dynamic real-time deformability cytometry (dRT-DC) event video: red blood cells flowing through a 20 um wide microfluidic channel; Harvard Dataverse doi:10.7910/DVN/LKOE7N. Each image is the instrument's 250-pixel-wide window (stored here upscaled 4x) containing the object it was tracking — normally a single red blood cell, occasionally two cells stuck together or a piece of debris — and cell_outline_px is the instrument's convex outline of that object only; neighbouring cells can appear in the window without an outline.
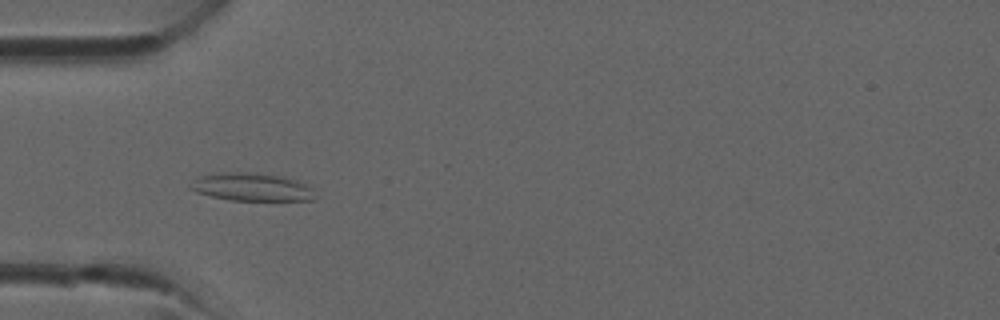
{"species": "common noctule bat (a hibernating species)", "species_latin": "Nyctalus noctula", "temperature_condition": "room temperature", "stored_images_in_passage": 38, "camera_frame_rate_fps": 3000, "um_per_image_px": 0.085, "animal": {"sex": "male", "forearm_length_mm": 52.5}, "frame": {"image": 1, "passage_image": 12, "time_ms": 3.667, "image_size_px": [1000, 320], "cell_outline_px": [[316, 196], [312, 200], [232, 200], [212, 196], [196, 192], [188, 188], [188, 184], [196, 176], [212, 172], [256, 172], [280, 176], [296, 180], [312, 188]], "centroid_in_image_um": [21.31, 15.87], "position_along_channel_um": 63.7, "area_um2": 20.58}}
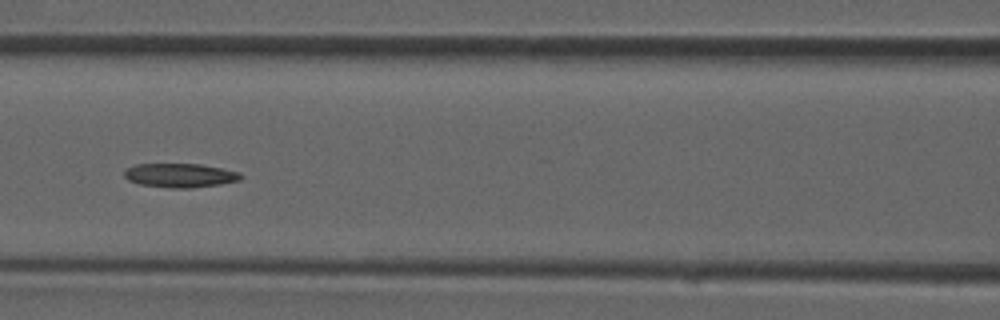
{"frame": {"image": 2, "passage_image": 17, "time_ms": 5.333, "image_size_px": [1000, 320], "cell_outline_px": [[244, 176], [240, 180], [220, 184], [192, 188], [172, 188], [140, 184], [128, 180], [124, 176], [124, 172], [128, 168], [136, 164], [200, 164], [240, 172]], "centroid_in_image_um": [15.33, 14.91], "position_along_channel_um": 151.3, "area_um2": 16.24}}
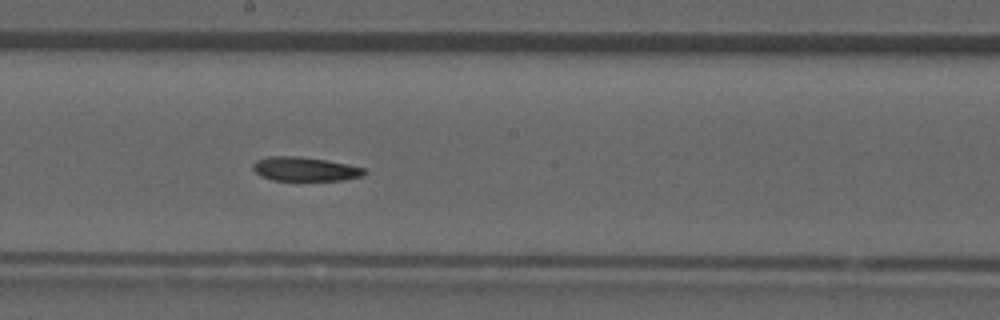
{"frame": {"image": 3, "passage_image": 21, "time_ms": 6.667, "image_size_px": [1000, 320], "cell_outline_px": [[368, 172], [360, 176], [344, 180], [272, 180], [260, 176], [252, 168], [252, 164], [256, 160], [268, 156], [300, 156], [348, 164], [364, 168]], "centroid_in_image_um": [25.89, 14.36], "position_along_channel_um": 222.3, "area_um2": 15.61}}